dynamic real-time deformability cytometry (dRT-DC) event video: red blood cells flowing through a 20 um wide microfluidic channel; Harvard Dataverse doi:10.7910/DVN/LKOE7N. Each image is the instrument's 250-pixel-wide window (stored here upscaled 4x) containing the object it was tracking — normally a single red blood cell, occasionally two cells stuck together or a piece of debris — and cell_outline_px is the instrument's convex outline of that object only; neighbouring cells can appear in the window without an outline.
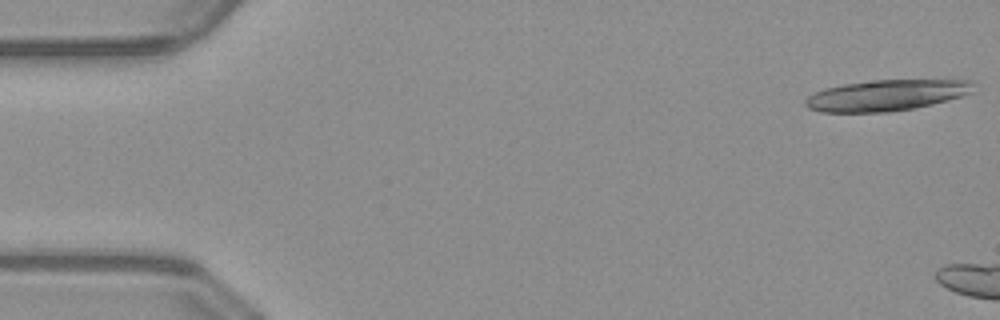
{"species": "common noctule bat (a hibernating species)", "species_latin": "Nyctalus noctula", "temperature_condition": "warm", "stored_images_in_passage": 6, "camera_frame_rate_fps": 3000, "um_per_image_px": 0.085, "animal": {"sex": "male", "body_mass_g": 23.1, "forearm_length_mm": 52.7}, "frame": {"image": 1, "passage_image": 1, "time_ms": 0.0, "image_size_px": [1000, 320], "cell_outline_px": [[964, 92], [960, 96], [912, 108], [876, 112], [828, 112], [812, 108], [808, 104], [808, 100], [816, 92], [828, 88], [844, 84], [872, 80], [956, 80], [964, 84]], "centroid_in_image_um": [75.18, 8.1], "position_along_channel_um": 9.8, "area_um2": 28.15}}